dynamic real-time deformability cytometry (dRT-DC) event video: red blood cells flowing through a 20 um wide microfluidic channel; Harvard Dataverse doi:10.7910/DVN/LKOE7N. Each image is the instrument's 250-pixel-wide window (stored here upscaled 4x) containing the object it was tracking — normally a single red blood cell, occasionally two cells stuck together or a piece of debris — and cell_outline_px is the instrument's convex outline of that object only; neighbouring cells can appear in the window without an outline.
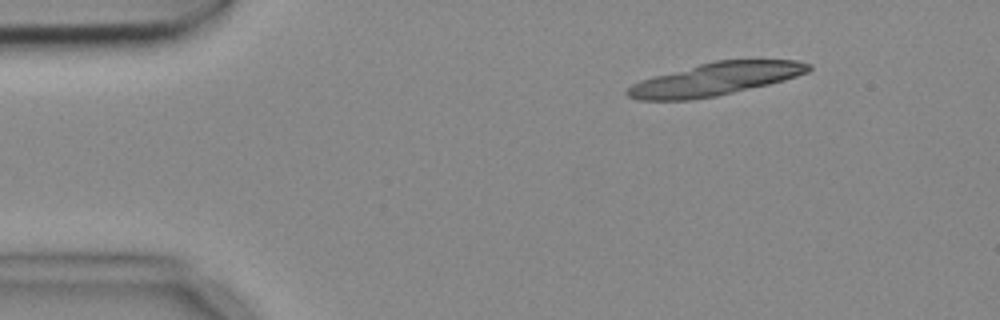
{"species": "common noctule bat (a hibernating species)", "species_latin": "Nyctalus noctula", "temperature_condition": "cold", "stored_images_in_passage": 2, "camera_frame_rate_fps": 3000, "um_per_image_px": 0.085, "animal": {"sex": "female", "body_mass_g": 18.4}, "frame": {"image": 1, "passage_image": 1, "time_ms": 0.0, "image_size_px": [1000, 320], "cell_outline_px": [[812, 68], [808, 72], [784, 80], [768, 84], [716, 96], [688, 100], [636, 100], [628, 96], [624, 92], [632, 84], [640, 80], [700, 64], [716, 60], [796, 60], [812, 64]], "centroid_in_image_um": [60.81, 6.73], "position_along_channel_um": 24.2, "area_um2": 34.22}}